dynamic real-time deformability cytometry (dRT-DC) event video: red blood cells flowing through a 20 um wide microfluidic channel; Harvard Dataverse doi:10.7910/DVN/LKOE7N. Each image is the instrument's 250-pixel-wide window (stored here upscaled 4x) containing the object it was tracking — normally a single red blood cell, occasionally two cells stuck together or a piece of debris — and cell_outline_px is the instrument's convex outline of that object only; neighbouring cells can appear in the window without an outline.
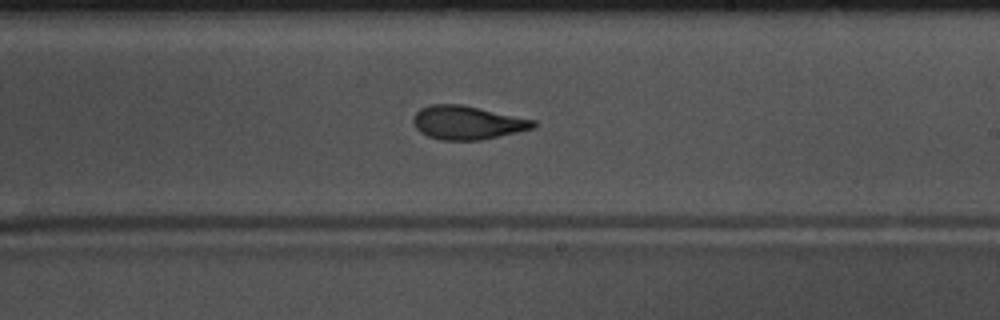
{"species": "common noctule bat (a hibernating species)", "species_latin": "Nyctalus noctula", "temperature_condition": "warm", "stored_images_in_passage": 45, "camera_frame_rate_fps": 3000, "um_per_image_px": 0.085, "animal": {"sex": "male", "body_mass_g": 17.5, "forearm_length_mm": 52.3}, "frame": {"image": 1, "passage_image": 32, "time_ms": 10.333, "image_size_px": [1000, 320], "cell_outline_px": [[536, 128], [480, 140], [440, 140], [428, 136], [420, 132], [416, 128], [412, 120], [416, 112], [420, 108], [428, 104], [460, 104], [536, 120]], "centroid_in_image_um": [39.71, 10.42], "position_along_channel_um": 249.3, "area_um2": 23.52}}